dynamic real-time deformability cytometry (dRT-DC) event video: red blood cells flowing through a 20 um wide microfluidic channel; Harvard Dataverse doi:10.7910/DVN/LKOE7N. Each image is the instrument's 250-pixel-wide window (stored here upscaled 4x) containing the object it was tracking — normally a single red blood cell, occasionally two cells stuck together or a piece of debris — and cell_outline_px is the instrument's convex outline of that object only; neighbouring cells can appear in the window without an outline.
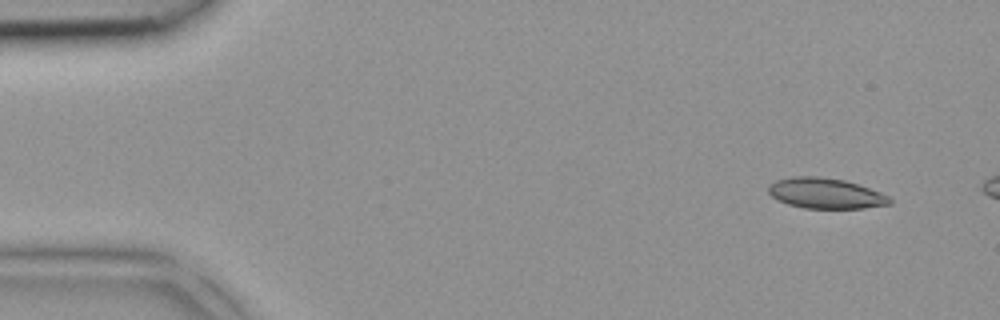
{"species": "common noctule bat (a hibernating species)", "species_latin": "Nyctalus noctula", "temperature_condition": "room temperature", "stored_images_in_passage": 2, "segment_of_instrument_passage": [2, 2], "camera_frame_rate_fps": 3000, "um_per_image_px": 0.085, "animal": {"sex": "female", "body_mass_g": 18.4}, "frame": {"image": 1, "passage_image": 2, "time_ms": 0.333, "image_size_px": [1000, 320], "cell_outline_px": [[892, 204], [864, 208], [804, 208], [788, 204], [772, 196], [768, 192], [768, 188], [776, 180], [792, 176], [820, 176], [844, 180], [880, 192], [888, 196], [892, 200]], "centroid_in_image_um": [70.18, 16.43], "position_along_channel_um": 14.8, "area_um2": 21.39}}